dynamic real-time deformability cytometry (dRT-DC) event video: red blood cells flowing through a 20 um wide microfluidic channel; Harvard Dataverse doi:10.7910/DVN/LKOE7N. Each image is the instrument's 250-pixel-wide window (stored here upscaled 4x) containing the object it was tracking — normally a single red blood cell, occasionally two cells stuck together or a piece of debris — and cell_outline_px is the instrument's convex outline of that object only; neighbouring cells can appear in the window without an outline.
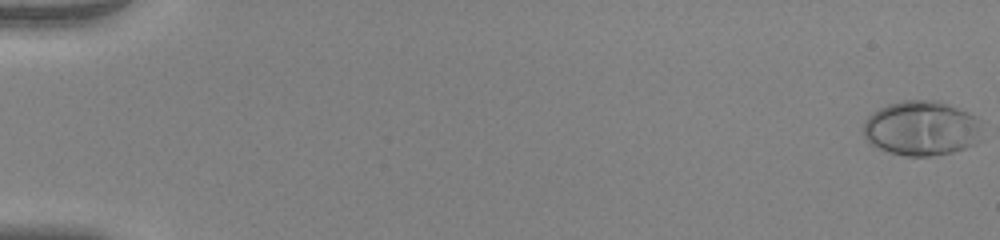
{"species": "human", "species_latin": "Homo sapiens", "temperature_condition": "warm", "stored_images_in_passage": 54, "camera_frame_rate_fps": 3000, "um_per_image_px": 0.085, "donor": {"sex": "female"}, "frame": {"image": 1, "passage_image": 1, "time_ms": 0.0, "image_size_px": [1000, 240], "cell_outline_px": [[984, 120], [980, 140], [976, 144], [952, 152], [932, 156], [904, 156], [888, 152], [872, 144], [864, 136], [864, 120], [872, 112], [888, 104], [904, 100], [940, 100], [968, 112]], "centroid_in_image_um": [78.39, 10.89], "position_along_channel_um": 6.6, "area_um2": 38.49}}
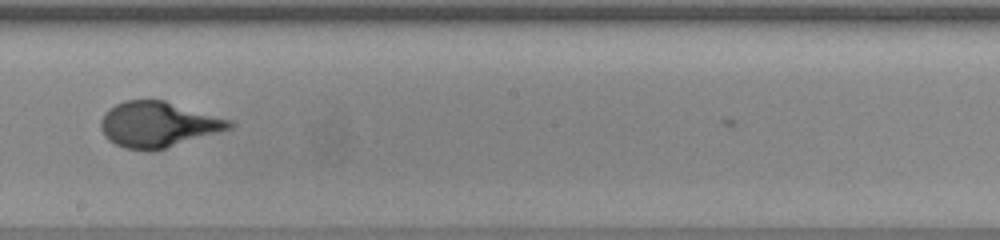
{"frame": {"image": 2, "passage_image": 33, "time_ms": 10.667, "image_size_px": [1000, 240], "cell_outline_px": [[236, 124], [232, 128], [152, 152], [124, 148], [108, 140], [104, 136], [100, 128], [100, 120], [104, 112], [108, 108], [124, 100], [164, 100], [232, 120]], "centroid_in_image_um": [13.41, 10.58], "position_along_channel_um": 234.8, "area_um2": 34.33}}
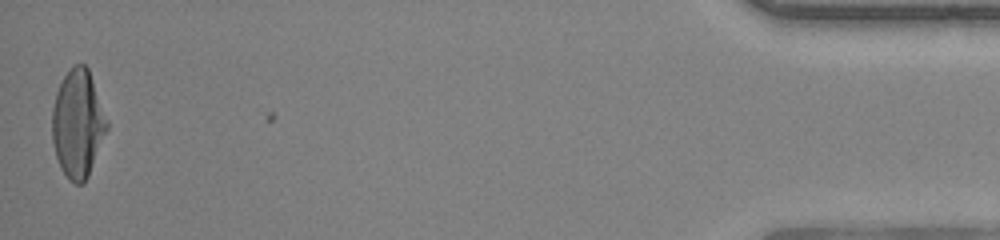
{"frame": {"image": 3, "passage_image": 54, "time_ms": 17.667, "image_size_px": [1000, 240], "cell_outline_px": [[108, 128], [88, 176], [84, 184], [76, 184], [68, 180], [60, 168], [56, 156], [52, 140], [52, 108], [56, 92], [64, 76], [72, 64], [84, 64], [88, 68], [108, 124]], "centroid_in_image_um": [6.59, 10.54], "position_along_channel_um": 428.6, "area_um2": 34.22}}